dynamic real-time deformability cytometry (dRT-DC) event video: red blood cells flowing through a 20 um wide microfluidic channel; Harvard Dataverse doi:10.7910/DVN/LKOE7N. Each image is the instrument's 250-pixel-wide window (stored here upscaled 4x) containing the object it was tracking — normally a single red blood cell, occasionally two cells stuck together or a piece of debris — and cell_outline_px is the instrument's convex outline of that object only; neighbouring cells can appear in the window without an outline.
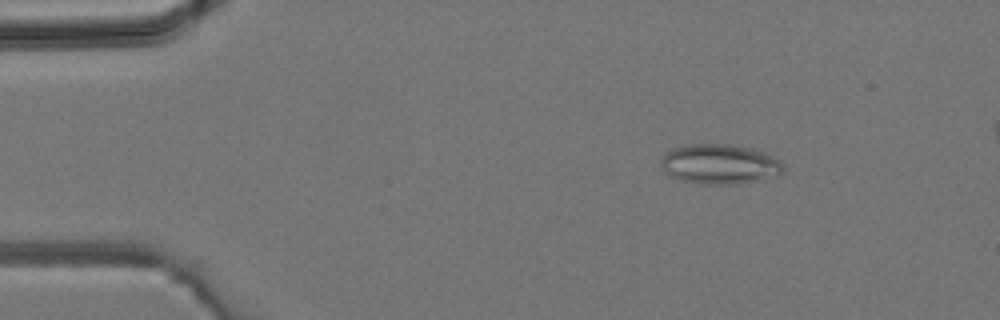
{"species": "common noctule bat (a hibernating species)", "species_latin": "Nyctalus noctula", "temperature_condition": "room temperature", "stored_images_in_passage": 41, "camera_frame_rate_fps": 3000, "um_per_image_px": 0.085, "animal": {"sex": "male", "body_mass_g": 19.2, "forearm_length_mm": 51.8}, "frame": {"image": 1, "passage_image": 3, "time_ms": 0.667, "image_size_px": [1000, 320], "cell_outline_px": [[784, 168], [776, 176], [732, 184], [700, 184], [668, 176], [664, 172], [660, 164], [660, 160], [664, 152], [688, 144], [732, 144], [752, 148], [772, 156], [780, 160], [784, 164]], "centroid_in_image_um": [61.13, 13.94], "position_along_channel_um": 23.9, "area_um2": 28.38}}
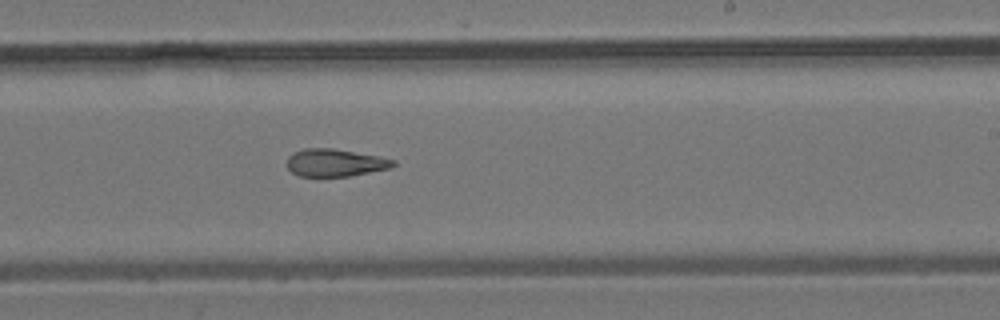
{"frame": {"image": 2, "passage_image": 23, "time_ms": 7.333, "image_size_px": [1000, 320], "cell_outline_px": [[396, 164], [392, 168], [348, 176], [300, 176], [292, 172], [288, 168], [288, 156], [292, 152], [304, 148], [332, 148], [380, 156], [396, 160]], "centroid_in_image_um": [28.51, 13.82], "position_along_channel_um": 260.5, "area_um2": 17.11}}
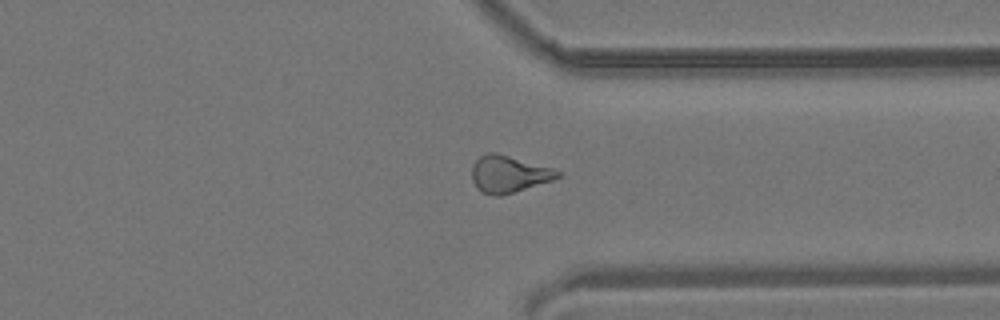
{"frame": {"image": 3, "passage_image": 30, "time_ms": 9.667, "image_size_px": [1000, 320], "cell_outline_px": [[564, 172], [560, 176], [552, 180], [500, 196], [496, 196], [480, 192], [476, 188], [472, 180], [472, 164], [484, 152], [496, 152], [552, 168]], "centroid_in_image_um": [43.21, 14.79], "position_along_channel_um": 368.2, "area_um2": 18.5}}